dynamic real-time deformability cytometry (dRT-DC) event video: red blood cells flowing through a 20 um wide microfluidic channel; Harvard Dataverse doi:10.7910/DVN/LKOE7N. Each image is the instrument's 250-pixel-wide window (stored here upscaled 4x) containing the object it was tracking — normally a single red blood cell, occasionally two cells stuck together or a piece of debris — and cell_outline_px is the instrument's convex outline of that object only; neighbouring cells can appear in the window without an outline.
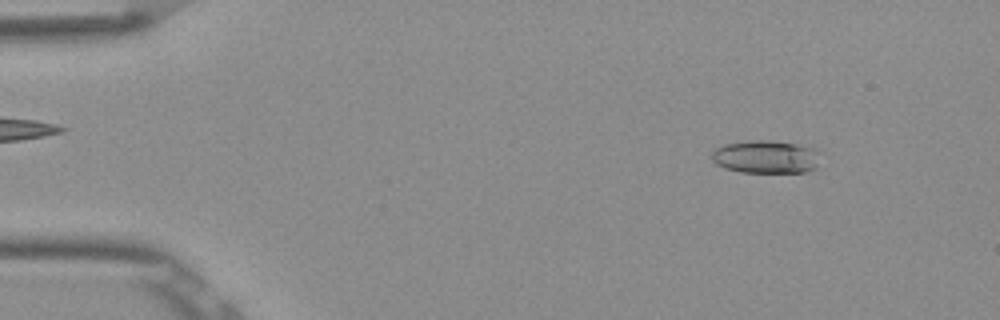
{"species": "Egyptian fruit bat (a non-hibernating species)", "species_latin": "Rousettus aegyptiacus", "temperature_condition": "room temperature", "stored_images_in_passage": 52, "camera_frame_rate_fps": 3000, "um_per_image_px": 0.085, "frame": {"image": 1, "passage_image": 6, "time_ms": 1.667, "image_size_px": [1000, 320], "cell_outline_px": [[820, 152], [816, 168], [804, 172], [740, 172], [724, 168], [716, 164], [712, 160], [712, 152], [716, 148], [724, 144], [744, 140], [768, 140], [796, 144], [812, 148]], "centroid_in_image_um": [65.07, 13.33], "position_along_channel_um": 19.9, "area_um2": 20.98}}
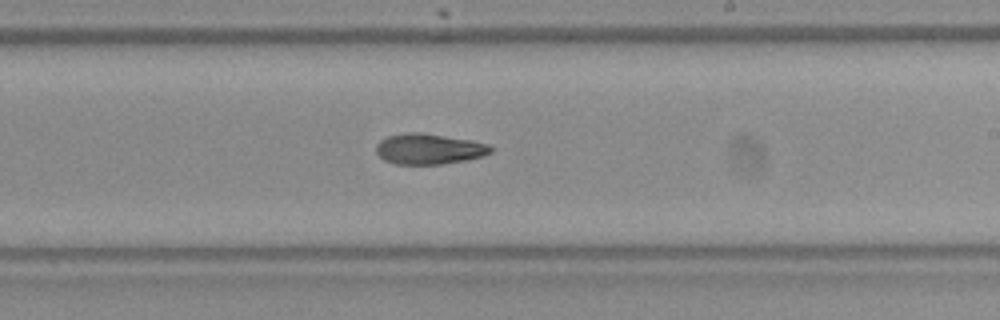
{"frame": {"image": 2, "passage_image": 31, "time_ms": 10.0, "image_size_px": [1000, 320], "cell_outline_px": [[496, 148], [492, 152], [484, 156], [468, 160], [440, 164], [396, 164], [384, 160], [376, 152], [376, 144], [380, 140], [388, 136], [404, 132], [420, 132], [472, 140], [488, 144]], "centroid_in_image_um": [36.5, 12.65], "position_along_channel_um": 252.5, "area_um2": 20.69}}
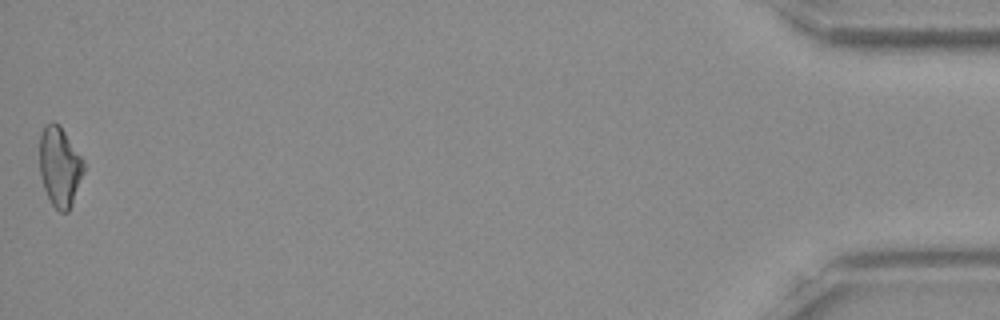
{"frame": {"image": 3, "passage_image": 52, "time_ms": 17.0, "image_size_px": [1000, 320], "cell_outline_px": [[84, 172], [72, 204], [68, 212], [60, 212], [52, 204], [44, 188], [40, 172], [40, 132], [44, 124], [52, 120], [60, 124], [84, 160]], "centroid_in_image_um": [5.08, 14.11], "position_along_channel_um": 430.1, "area_um2": 20.69}, "authors_computed_cell_mechanics": {"area_um2": 20.6635, "velocity_mm_per_s": 3.8852, "shape_relaxation_time_tau1_ms": 4.7156, "shape_relaxation_time_tau2_ms": 11.0565, "deformation_change_tau1": 0.149, "deformation_change_tau2": 0.2292}}